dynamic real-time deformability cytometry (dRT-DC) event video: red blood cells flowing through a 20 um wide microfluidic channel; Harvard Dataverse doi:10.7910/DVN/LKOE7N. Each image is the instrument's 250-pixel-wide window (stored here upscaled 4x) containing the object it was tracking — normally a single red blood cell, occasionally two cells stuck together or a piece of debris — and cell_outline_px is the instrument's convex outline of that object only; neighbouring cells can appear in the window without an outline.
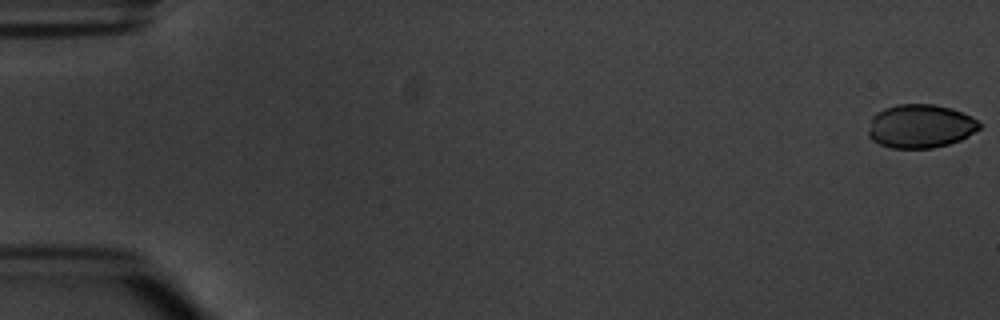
{"species": "common noctule bat (a hibernating species)", "species_latin": "Nyctalus noctula", "temperature_condition": "warm", "stored_images_in_passage": 7, "camera_frame_rate_fps": 3000, "um_per_image_px": 0.085, "animal": {"sex": "male", "body_mass_g": 20.1, "forearm_length_mm": 53.5}, "frame": {"image": 1, "passage_image": 1, "time_ms": 0.0, "image_size_px": [1000, 320], "cell_outline_px": [[984, 124], [980, 128], [960, 140], [948, 144], [932, 148], [892, 148], [880, 144], [872, 140], [868, 136], [868, 132], [872, 116], [876, 112], [884, 108], [896, 104], [932, 104], [952, 108], [972, 116]], "centroid_in_image_um": [78.24, 10.71], "position_along_channel_um": 6.8, "area_um2": 28.44}}